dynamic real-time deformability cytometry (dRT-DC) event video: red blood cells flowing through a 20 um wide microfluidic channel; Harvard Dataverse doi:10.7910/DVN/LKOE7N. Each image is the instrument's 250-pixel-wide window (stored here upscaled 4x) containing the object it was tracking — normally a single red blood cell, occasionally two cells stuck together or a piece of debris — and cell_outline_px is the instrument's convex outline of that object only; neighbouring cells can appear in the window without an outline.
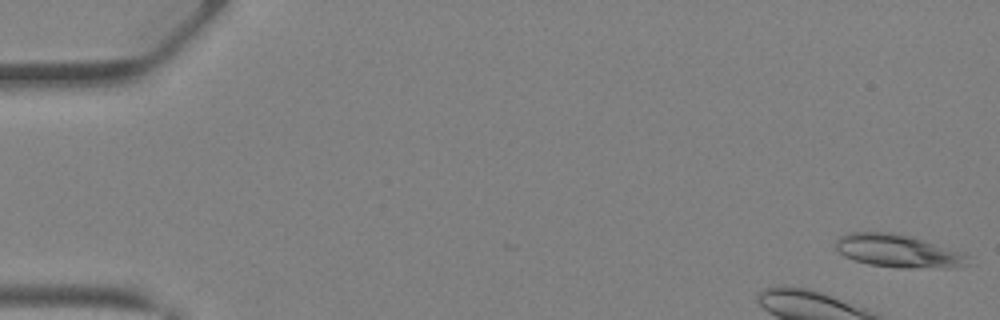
{"species": "Egyptian fruit bat (a non-hibernating species)", "species_latin": "Rousettus aegyptiacus", "temperature_condition": "warm", "stored_images_in_passage": 39, "camera_frame_rate_fps": 3000, "um_per_image_px": 0.085, "animal": {"sex": "female"}, "frame": {"image": 1, "passage_image": 1, "time_ms": 0.0, "image_size_px": [1000, 320], "cell_outline_px": [[976, 264], [952, 268], [900, 268], [868, 264], [844, 256], [836, 248], [836, 240], [840, 236], [852, 232], [892, 232], [908, 236], [964, 252], [972, 256]], "centroid_in_image_um": [76.48, 21.36], "position_along_channel_um": 8.5, "area_um2": 25.78}, "authors_computed_cell_mechanics": {"area_um2": 23.0044, "velocity_mm_per_s": 4.9652, "shape_relaxation_time_tau1_ms": 2.8384, "shape_relaxation_time_tau2_ms": 3.6538, "deformation_change_tau1": 0.1318, "deformation_change_tau2": 0.0951}}